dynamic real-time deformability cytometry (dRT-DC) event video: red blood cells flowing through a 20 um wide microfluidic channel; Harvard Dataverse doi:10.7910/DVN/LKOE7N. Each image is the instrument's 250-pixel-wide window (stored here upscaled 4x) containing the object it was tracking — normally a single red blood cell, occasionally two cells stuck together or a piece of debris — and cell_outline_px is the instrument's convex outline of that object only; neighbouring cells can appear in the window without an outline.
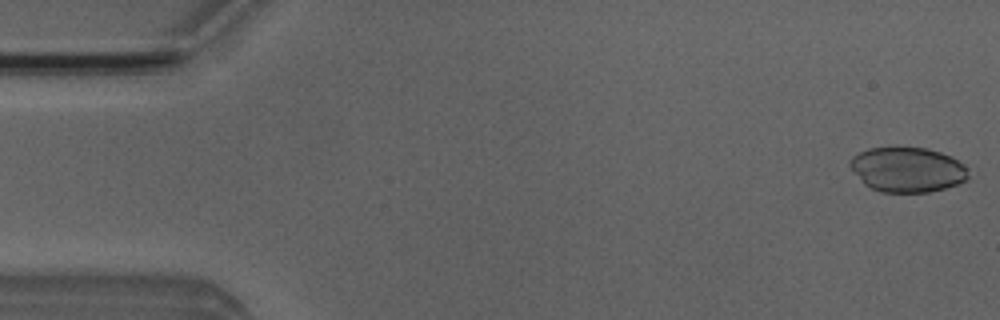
{"species": "Egyptian fruit bat (a non-hibernating species)", "species_latin": "Rousettus aegyptiacus", "temperature_condition": "room temperature", "stored_images_in_passage": 51, "camera_frame_rate_fps": 3000, "um_per_image_px": 0.085, "animal": {"sex": "male"}, "frame": {"image": 1, "passage_image": 1, "time_ms": 0.0, "image_size_px": [1000, 320], "cell_outline_px": [[968, 176], [964, 180], [956, 184], [944, 188], [928, 192], [880, 192], [864, 184], [848, 164], [848, 160], [852, 156], [868, 148], [896, 144], [928, 148], [952, 156], [968, 168]], "centroid_in_image_um": [77.09, 14.36], "position_along_channel_um": 7.9, "area_um2": 31.67}}
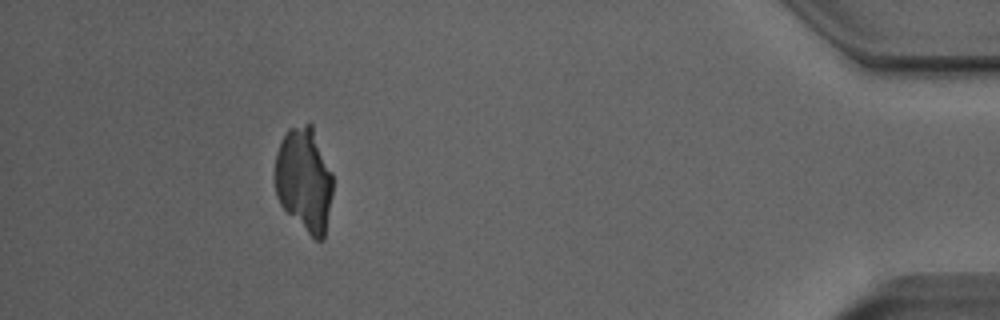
{"frame": {"image": 2, "passage_image": 46, "time_ms": 15.0, "image_size_px": [1000, 320], "cell_outline_px": [[332, 192], [324, 240], [316, 240], [280, 204], [276, 196], [272, 180], [276, 152], [280, 140], [288, 128], [308, 124], [312, 124], [332, 172]], "centroid_in_image_um": [25.82, 15.23], "position_along_channel_um": 409.4, "area_um2": 35.37}}